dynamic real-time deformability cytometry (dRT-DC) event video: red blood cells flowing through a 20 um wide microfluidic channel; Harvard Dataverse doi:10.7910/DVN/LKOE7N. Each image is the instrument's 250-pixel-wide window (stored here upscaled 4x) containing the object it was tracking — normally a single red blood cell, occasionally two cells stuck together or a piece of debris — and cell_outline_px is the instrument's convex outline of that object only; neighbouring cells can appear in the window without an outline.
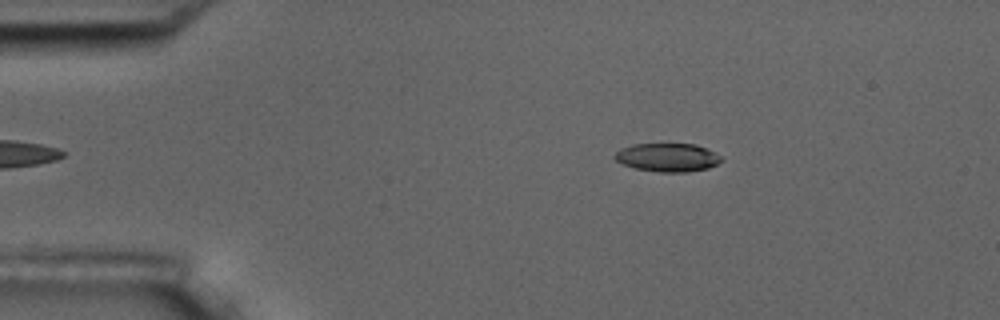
{"species": "common noctule bat (a hibernating species)", "species_latin": "Nyctalus noctula", "temperature_condition": "room temperature", "stored_images_in_passage": 51, "camera_frame_rate_fps": 3000, "um_per_image_px": 0.085, "animal": {"sex": "male", "body_mass_g": 17.5, "forearm_length_mm": 52.3}, "frame": {"image": 1, "passage_image": 4, "time_ms": 1.0, "image_size_px": [1000, 320], "cell_outline_px": [[724, 160], [708, 168], [688, 172], [660, 172], [636, 168], [624, 164], [616, 160], [612, 156], [620, 148], [632, 144], [696, 144], [720, 156]], "centroid_in_image_um": [56.72, 13.38], "position_along_channel_um": 28.3, "area_um2": 17.51}}
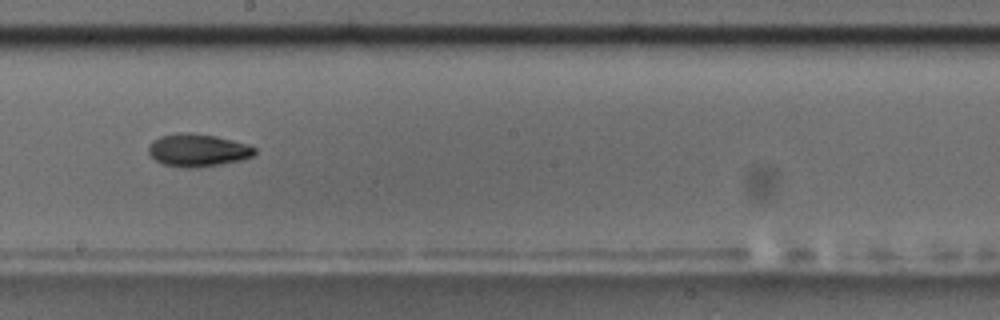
{"frame": {"image": 2, "passage_image": 26, "time_ms": 8.333, "image_size_px": [1000, 320], "cell_outline_px": [[256, 152], [252, 156], [240, 160], [220, 164], [196, 168], [184, 168], [160, 164], [148, 152], [148, 148], [152, 140], [160, 136], [180, 132], [184, 132], [216, 136], [248, 144], [256, 148]], "centroid_in_image_um": [16.78, 12.77], "position_along_channel_um": 231.4, "area_um2": 20.29}}
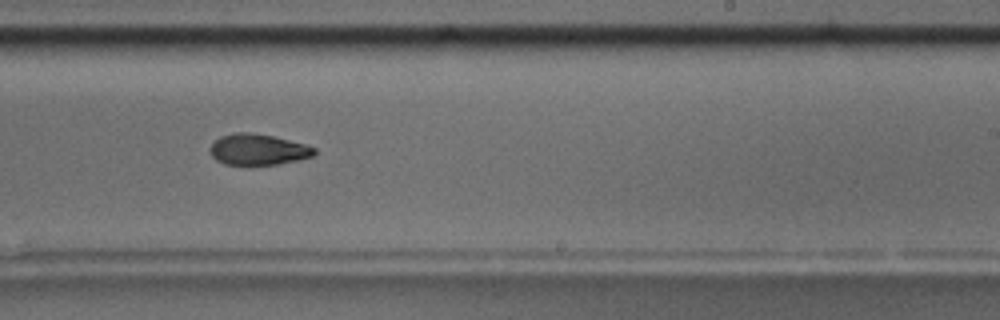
{"frame": {"image": 3, "passage_image": 29, "time_ms": 9.333, "image_size_px": [1000, 320], "cell_outline_px": [[316, 152], [312, 156], [300, 160], [280, 164], [224, 164], [216, 160], [212, 156], [208, 148], [220, 136], [236, 132], [248, 132], [272, 136], [304, 144], [316, 148]], "centroid_in_image_um": [21.92, 12.71], "position_along_channel_um": 267.1, "area_um2": 18.73}, "authors_computed_cell_mechanics": {"area_um2": 19.3052, "velocity_mm_per_s": 3.568, "shape_relaxation_time_tau1_ms": null, "shape_relaxation_time_tau2_ms": 4.5658, "deformation_change_tau1": null, "deformation_change_tau2": 0.1065}}